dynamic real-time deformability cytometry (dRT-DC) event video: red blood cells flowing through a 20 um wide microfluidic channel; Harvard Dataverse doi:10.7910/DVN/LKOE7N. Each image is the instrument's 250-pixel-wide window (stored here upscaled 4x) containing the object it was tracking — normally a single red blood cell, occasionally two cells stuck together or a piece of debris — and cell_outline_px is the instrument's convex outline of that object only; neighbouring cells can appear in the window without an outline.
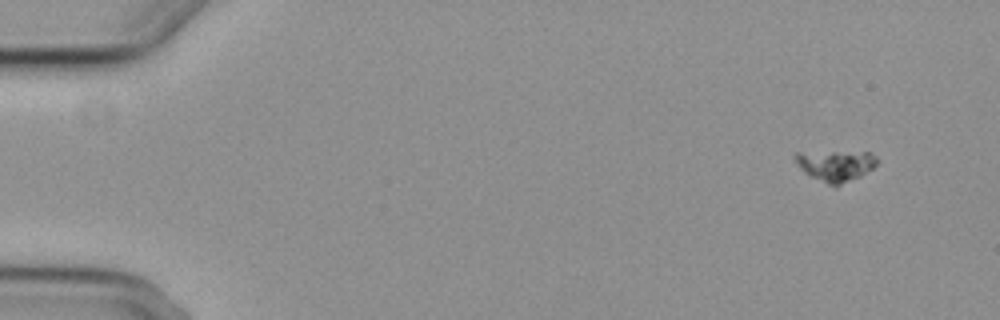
{"species": "common noctule bat (a hibernating species)", "species_latin": "Nyctalus noctula", "temperature_condition": "cold", "stored_images_in_passage": 5, "camera_frame_rate_fps": 3000, "um_per_image_px": 0.085, "animal": {"sex": "female", "body_mass_g": 29.2, "forearm_length_mm": 56.3}, "frame": {"image": 1, "passage_image": 1, "time_ms": 0.0, "image_size_px": [1000, 320], "cell_outline_px": [[876, 164], [872, 168], [860, 176], [836, 188], [804, 172], [796, 164], [792, 156], [796, 152], [872, 152], [876, 156]], "centroid_in_image_um": [71.0, 14.07], "position_along_channel_um": 14.0, "area_um2": 14.85}}
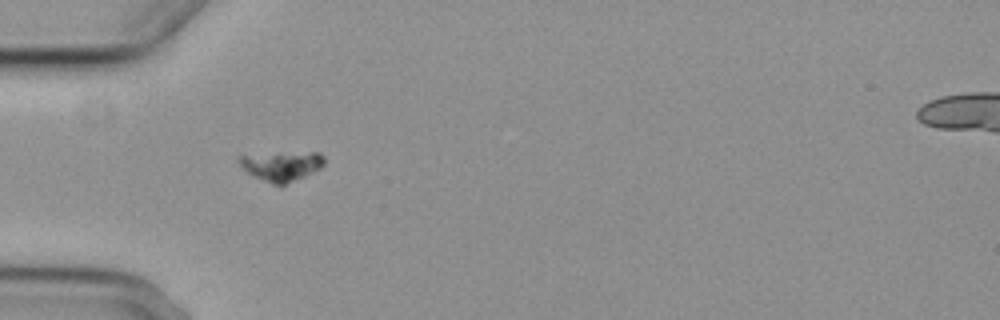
{"frame": {"image": 2, "passage_image": 4, "time_ms": 4.667, "image_size_px": [1000, 320], "cell_outline_px": [[324, 164], [320, 168], [304, 176], [284, 184], [272, 184], [252, 176], [236, 160], [236, 156], [312, 152], [320, 152], [324, 156]], "centroid_in_image_um": [23.93, 14.11], "position_along_channel_um": 61.1, "area_um2": 14.28}}
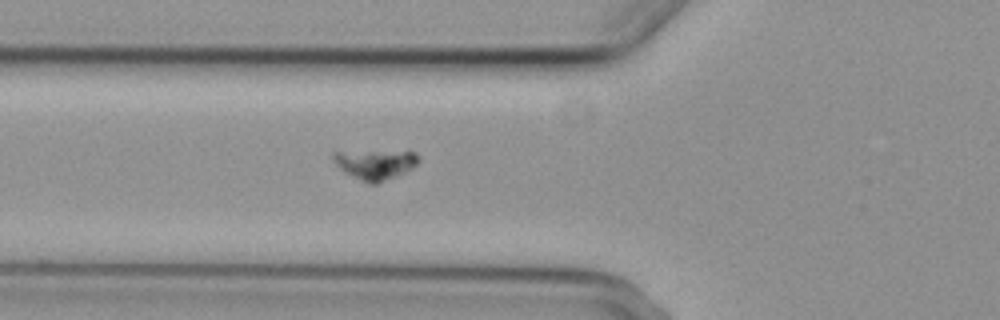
{"frame": {"image": 3, "passage_image": 5, "time_ms": 5.667, "image_size_px": [1000, 320], "cell_outline_px": [[420, 160], [412, 168], [396, 176], [376, 184], [368, 184], [344, 172], [332, 160], [332, 152], [416, 152], [420, 156]], "centroid_in_image_um": [31.89, 13.99], "position_along_channel_um": 93.9, "area_um2": 14.57}}